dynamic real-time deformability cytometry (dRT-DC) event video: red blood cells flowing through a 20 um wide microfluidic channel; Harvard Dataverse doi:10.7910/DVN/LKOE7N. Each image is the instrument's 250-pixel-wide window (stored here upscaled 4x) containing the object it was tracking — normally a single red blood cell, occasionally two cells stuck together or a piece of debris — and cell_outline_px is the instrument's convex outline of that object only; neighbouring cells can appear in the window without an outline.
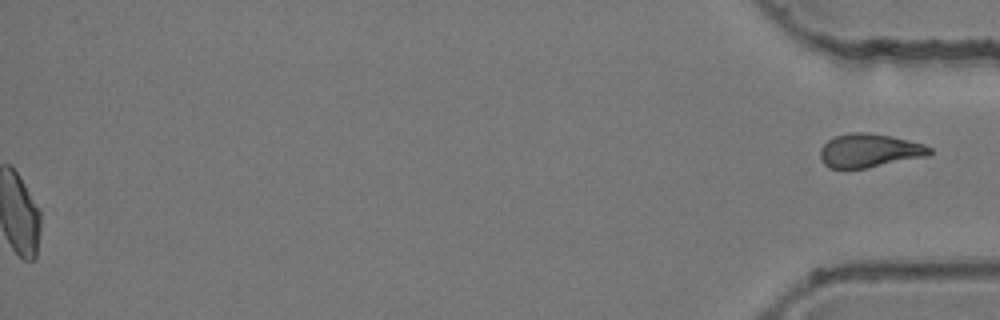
{"species": "common noctule bat (a hibernating species)", "species_latin": "Nyctalus noctula", "temperature_condition": "room temperature", "stored_images_in_passage": 49, "segment_of_instrument_passage": [2, 2], "camera_frame_rate_fps": 3000, "um_per_image_px": 0.085, "animal": {"sex": "female", "body_mass_g": 24.6, "forearm_length_mm": 56.2}, "frame": {"image": 1, "passage_image": 49, "time_ms": 16.0, "image_size_px": [1000, 320], "cell_outline_px": [[932, 156], [864, 168], [828, 168], [824, 164], [820, 156], [820, 148], [828, 140], [836, 136], [852, 132], [868, 132], [892, 136], [924, 144], [932, 148]], "centroid_in_image_um": [73.94, 12.8], "position_along_channel_um": 361.3, "area_um2": 21.62}}